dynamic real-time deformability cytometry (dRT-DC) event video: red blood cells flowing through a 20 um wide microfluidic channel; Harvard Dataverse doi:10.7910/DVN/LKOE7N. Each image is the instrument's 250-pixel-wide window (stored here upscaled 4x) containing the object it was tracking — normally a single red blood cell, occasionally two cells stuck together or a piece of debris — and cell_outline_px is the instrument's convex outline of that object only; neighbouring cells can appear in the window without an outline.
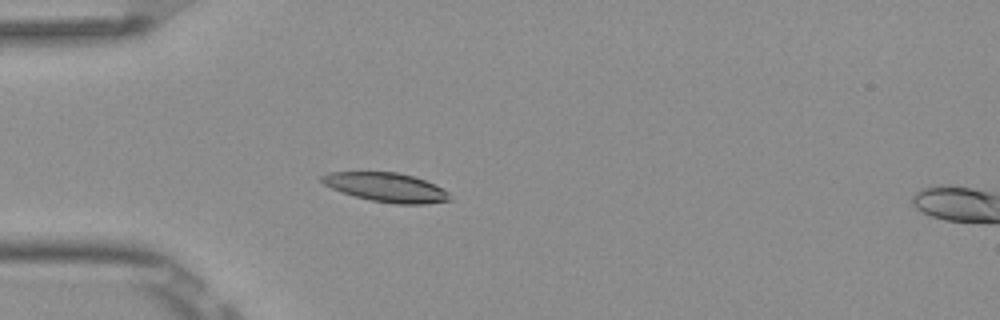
{"species": "Egyptian fruit bat (a non-hibernating species)", "species_latin": "Rousettus aegyptiacus", "temperature_condition": "room temperature", "stored_images_in_passage": 5, "camera_frame_rate_fps": 3000, "um_per_image_px": 0.085, "frame": {"image": 1, "passage_image": 4, "time_ms": 1.0, "image_size_px": [1000, 320], "cell_outline_px": [[452, 200], [424, 204], [396, 204], [372, 200], [356, 196], [332, 188], [324, 184], [320, 180], [320, 176], [328, 172], [396, 172], [412, 176], [436, 184], [448, 192]], "centroid_in_image_um": [32.85, 15.92], "position_along_channel_um": 52.1, "area_um2": 21.5}}